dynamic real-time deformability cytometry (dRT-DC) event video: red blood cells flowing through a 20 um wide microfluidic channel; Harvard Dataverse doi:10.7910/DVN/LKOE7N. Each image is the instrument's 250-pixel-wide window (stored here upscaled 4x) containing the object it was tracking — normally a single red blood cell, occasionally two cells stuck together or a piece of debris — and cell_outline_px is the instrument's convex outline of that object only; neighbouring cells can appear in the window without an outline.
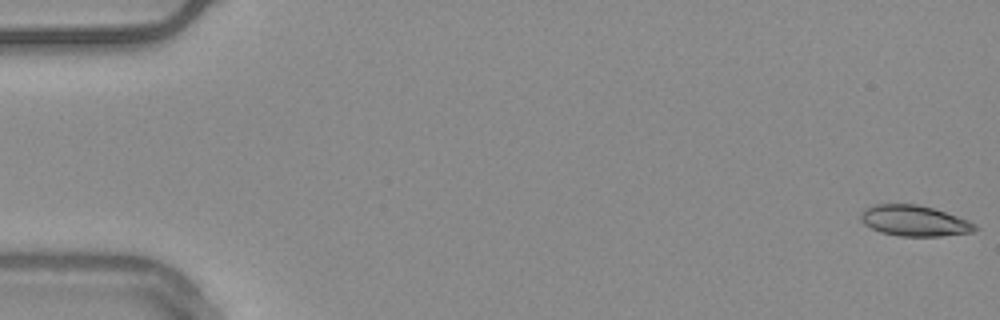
{"species": "common noctule bat (a hibernating species)", "species_latin": "Nyctalus noctula", "temperature_condition": "warm", "stored_images_in_passage": 55, "camera_frame_rate_fps": 3000, "um_per_image_px": 0.085, "animal": {"sex": "male", "body_mass_g": 20.4}, "frame": {"image": 1, "passage_image": 1, "time_ms": 0.0, "image_size_px": [1000, 320], "cell_outline_px": [[980, 228], [972, 232], [940, 236], [900, 236], [880, 232], [864, 224], [860, 220], [860, 212], [864, 208], [876, 204], [916, 204], [932, 208], [968, 220], [976, 224]], "centroid_in_image_um": [77.7, 18.77], "position_along_channel_um": 7.3, "area_um2": 20.46}}
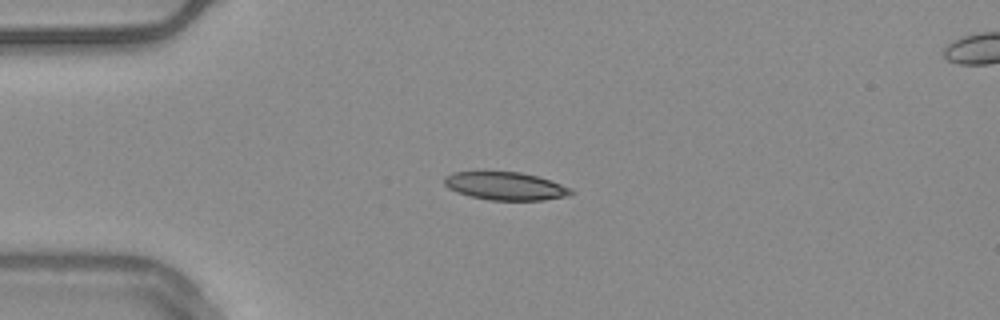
{"frame": {"image": 2, "passage_image": 14, "time_ms": 4.333, "image_size_px": [1000, 320], "cell_outline_px": [[576, 192], [568, 196], [544, 200], [488, 200], [472, 196], [448, 188], [444, 184], [444, 176], [452, 172], [520, 172], [536, 176], [572, 188]], "centroid_in_image_um": [42.99, 15.82], "position_along_channel_um": 42.0, "area_um2": 20.52}}
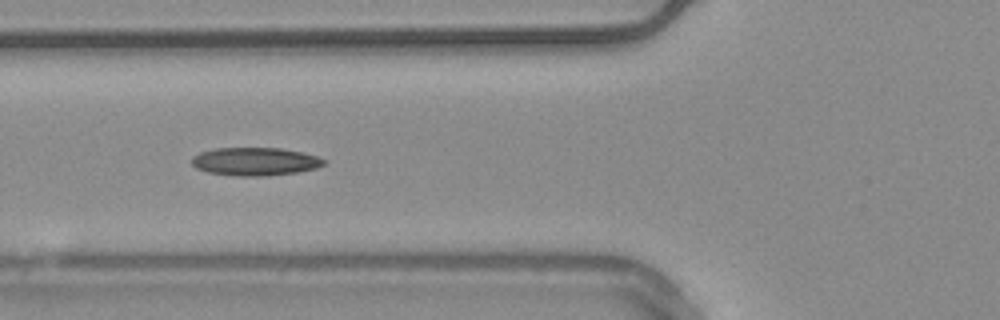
{"frame": {"image": 3, "passage_image": 21, "time_ms": 6.667, "image_size_px": [1000, 320], "cell_outline_px": [[324, 164], [316, 168], [296, 172], [268, 176], [236, 176], [208, 172], [196, 168], [192, 164], [192, 156], [200, 152], [216, 148], [280, 148], [300, 152], [316, 156], [324, 160]], "centroid_in_image_um": [21.64, 13.73], "position_along_channel_um": 104.2, "area_um2": 21.5}, "authors_computed_cell_mechanics": {"area_um2": 20.5768, "velocity_mm_per_s": 3.7592, "shape_relaxation_time_tau1_ms": null, "shape_relaxation_time_tau2_ms": 4.6936, "deformation_change_tau1": null, "deformation_change_tau2": 0.1261}}